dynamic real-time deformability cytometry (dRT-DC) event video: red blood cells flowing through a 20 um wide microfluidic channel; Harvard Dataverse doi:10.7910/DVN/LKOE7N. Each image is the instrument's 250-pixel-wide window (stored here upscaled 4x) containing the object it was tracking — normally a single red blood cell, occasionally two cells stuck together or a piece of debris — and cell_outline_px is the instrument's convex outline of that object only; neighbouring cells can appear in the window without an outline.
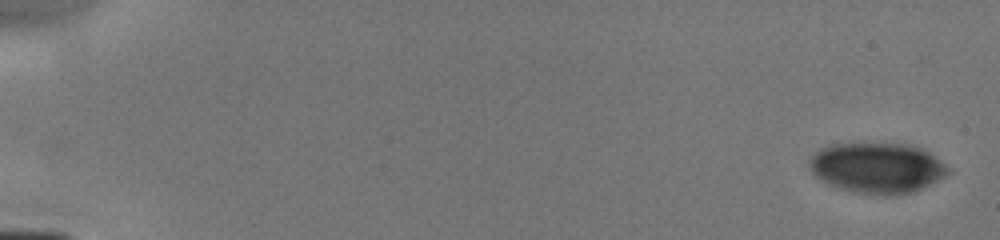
{"species": "human", "species_latin": "Homo sapiens", "temperature_condition": "cold", "stored_images_in_passage": 9, "camera_frame_rate_fps": 3000, "um_per_image_px": 0.085, "donor": {"sex": "male"}, "frame": {"image": 1, "passage_image": 1, "time_ms": 0.0, "image_size_px": [1000, 240], "cell_outline_px": [[952, 172], [924, 188], [912, 192], [896, 196], [884, 196], [852, 192], [836, 188], [828, 184], [816, 176], [812, 172], [808, 164], [808, 160], [816, 152], [832, 144], [904, 144], [920, 148], [928, 152], [944, 164]], "centroid_in_image_um": [74.56, 14.31], "position_along_channel_um": 10.4, "area_um2": 40.81}}
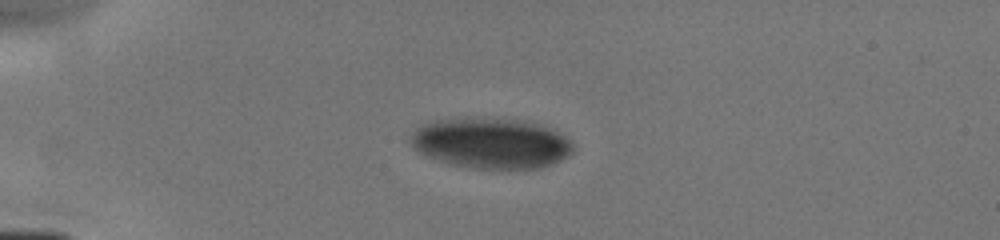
{"frame": {"image": 2, "passage_image": 6, "time_ms": 4.0, "image_size_px": [1000, 240], "cell_outline_px": [[572, 152], [568, 156], [560, 160], [540, 168], [476, 168], [452, 164], [428, 156], [420, 152], [412, 144], [412, 132], [420, 124], [436, 120], [524, 120], [540, 124], [552, 128], [564, 136], [572, 144]], "centroid_in_image_um": [41.78, 12.19], "position_along_channel_um": 43.2, "area_um2": 46.59}}
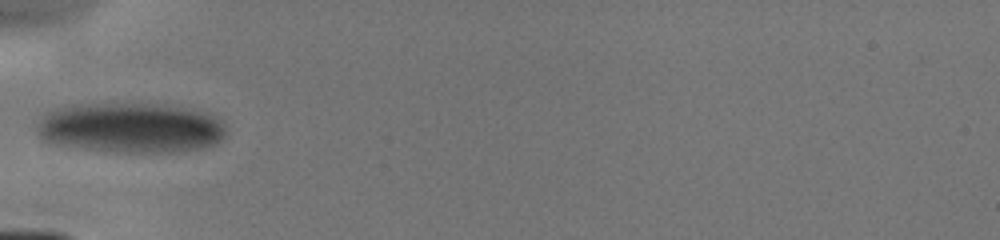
{"frame": {"image": 3, "passage_image": 8, "time_ms": 5.667, "image_size_px": [1000, 240], "cell_outline_px": [[228, 136], [216, 144], [204, 148], [176, 152], [124, 152], [84, 148], [44, 140], [36, 136], [36, 128], [40, 116], [44, 112], [56, 108], [72, 104], [164, 104], [192, 108], [208, 112], [216, 116], [224, 124]], "centroid_in_image_um": [11.17, 10.84], "position_along_channel_um": 73.8, "area_um2": 56.01}}